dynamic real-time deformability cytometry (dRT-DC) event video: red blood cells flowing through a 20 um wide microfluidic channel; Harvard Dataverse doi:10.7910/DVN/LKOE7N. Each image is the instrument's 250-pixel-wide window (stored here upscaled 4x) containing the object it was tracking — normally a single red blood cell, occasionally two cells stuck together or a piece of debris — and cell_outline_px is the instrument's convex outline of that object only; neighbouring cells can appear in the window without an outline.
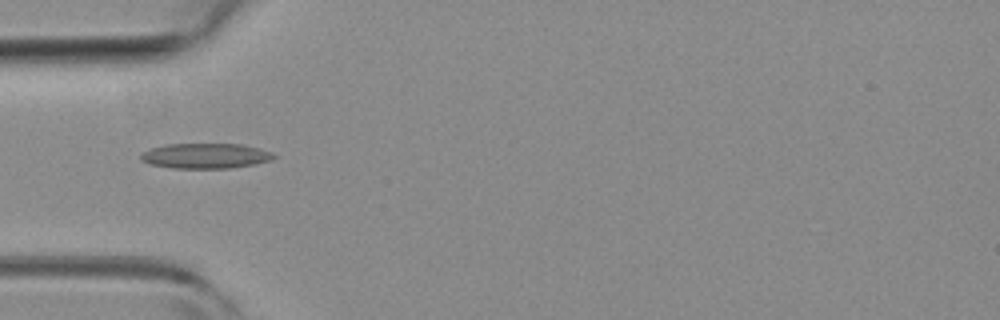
{"species": "common noctule bat (a hibernating species)", "species_latin": "Nyctalus noctula", "temperature_condition": "room temperature", "stored_images_in_passage": 7, "camera_frame_rate_fps": 3000, "um_per_image_px": 0.085, "animal": {"sex": "female", "body_mass_g": 19.3, "forearm_length_mm": 54.1}, "frame": {"image": 1, "passage_image": 4, "time_ms": 1.0, "image_size_px": [1000, 320], "cell_outline_px": [[276, 156], [272, 160], [232, 168], [172, 168], [148, 164], [140, 160], [140, 152], [164, 144], [240, 144], [260, 148], [272, 152]], "centroid_in_image_um": [17.43, 13.25], "position_along_channel_um": 67.6, "area_um2": 19.65}}
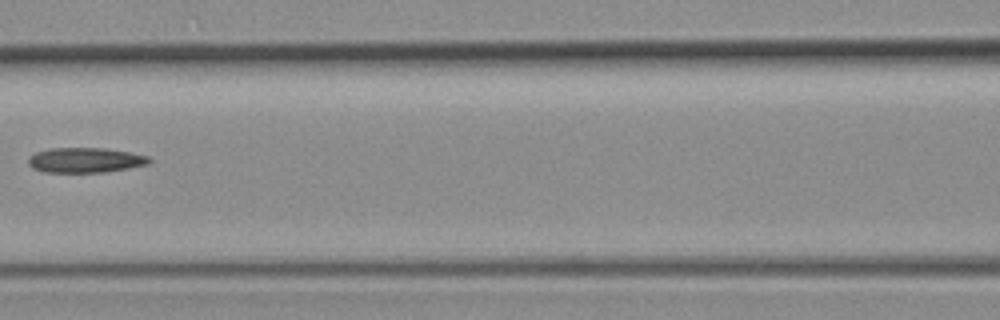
{"frame": {"image": 2, "passage_image": 6, "time_ms": 1.667, "image_size_px": [1000, 320], "cell_outline_px": [[152, 160], [148, 164], [128, 168], [104, 172], [44, 172], [32, 168], [28, 164], [28, 156], [36, 152], [48, 148], [104, 148], [128, 152], [148, 156]], "centroid_in_image_um": [7.21, 13.61], "position_along_channel_um": 159.4, "area_um2": 17.63}}
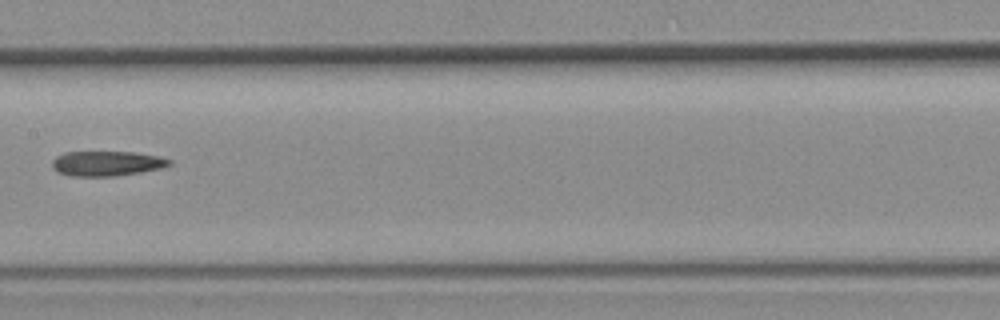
{"frame": {"image": 3, "passage_image": 7, "time_ms": 2.0, "image_size_px": [1000, 320], "cell_outline_px": [[172, 164], [164, 168], [116, 176], [72, 176], [56, 172], [52, 168], [52, 160], [56, 156], [64, 152], [132, 152], [160, 156], [172, 160]], "centroid_in_image_um": [9.08, 13.89], "position_along_channel_um": 198.3, "area_um2": 17.22}}